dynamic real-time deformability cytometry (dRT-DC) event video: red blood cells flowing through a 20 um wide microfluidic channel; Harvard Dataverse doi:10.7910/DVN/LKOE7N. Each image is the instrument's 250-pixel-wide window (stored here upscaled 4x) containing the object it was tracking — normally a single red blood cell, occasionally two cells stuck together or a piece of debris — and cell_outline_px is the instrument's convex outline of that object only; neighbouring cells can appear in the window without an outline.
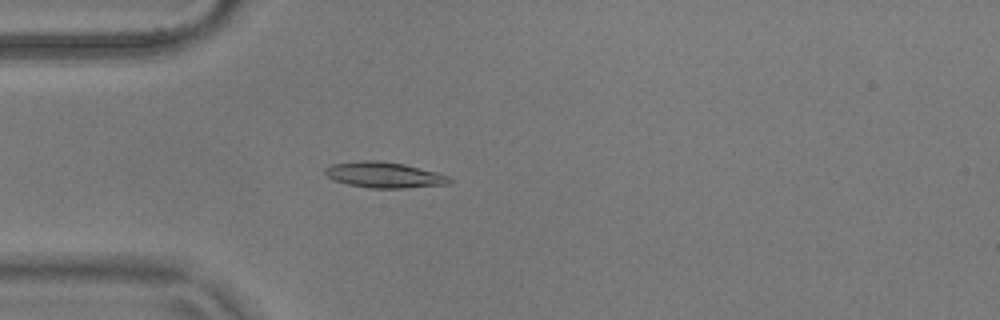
{"species": "common noctule bat (a hibernating species)", "species_latin": "Nyctalus noctula", "temperature_condition": "warm", "stored_images_in_passage": 54, "camera_frame_rate_fps": 3000, "um_per_image_px": 0.085, "animal": {"sex": "male", "body_mass_g": 17.9}, "frame": {"image": 1, "passage_image": 15, "time_ms": 4.667, "image_size_px": [1000, 320], "cell_outline_px": [[452, 180], [448, 184], [404, 188], [372, 188], [348, 184], [336, 180], [328, 176], [324, 172], [324, 168], [332, 164], [364, 160], [376, 160], [404, 164], [436, 172], [448, 176]], "centroid_in_image_um": [32.66, 14.86], "position_along_channel_um": 52.3, "area_um2": 18.44}}
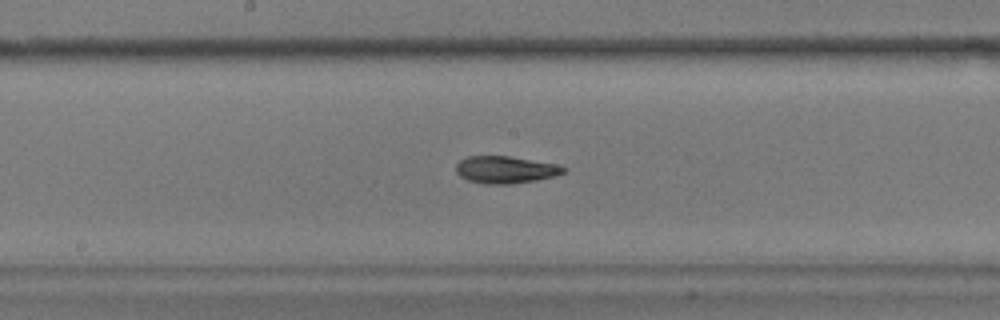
{"frame": {"image": 2, "passage_image": 28, "time_ms": 9.0, "image_size_px": [1000, 320], "cell_outline_px": [[568, 168], [564, 172], [552, 176], [536, 180], [508, 184], [484, 184], [468, 180], [460, 176], [456, 172], [456, 164], [460, 160], [468, 156], [508, 156], [556, 164]], "centroid_in_image_um": [42.93, 14.42], "position_along_channel_um": 205.3, "area_um2": 16.88}}
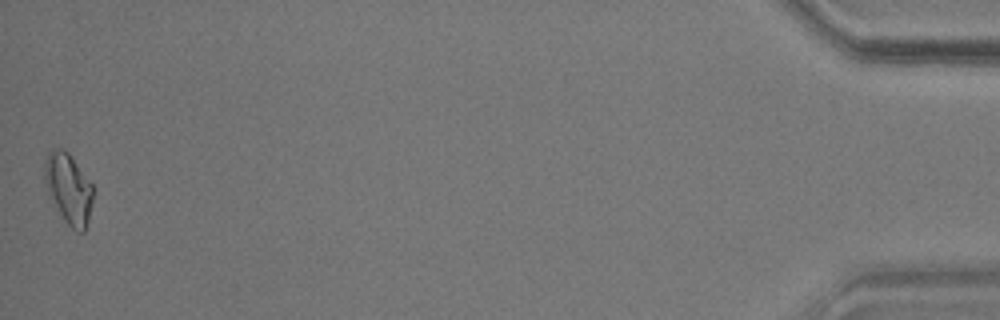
{"frame": {"image": 3, "passage_image": 54, "time_ms": 17.667, "image_size_px": [1000, 320], "cell_outline_px": [[92, 200], [88, 220], [84, 232], [76, 232], [64, 220], [48, 192], [44, 176], [44, 160], [48, 152], [52, 148], [64, 148], [72, 156], [92, 184]], "centroid_in_image_um": [5.82, 15.98], "position_along_channel_um": 429.4, "area_um2": 19.71}, "authors_computed_cell_mechanics": {"area_um2": 17.1088, "velocity_mm_per_s": 3.6809, "shape_relaxation_time_tau1_ms": 7.0837, "shape_relaxation_time_tau2_ms": 3.323, "deformation_change_tau1": 0.1866, "deformation_change_tau2": 0.0872}}